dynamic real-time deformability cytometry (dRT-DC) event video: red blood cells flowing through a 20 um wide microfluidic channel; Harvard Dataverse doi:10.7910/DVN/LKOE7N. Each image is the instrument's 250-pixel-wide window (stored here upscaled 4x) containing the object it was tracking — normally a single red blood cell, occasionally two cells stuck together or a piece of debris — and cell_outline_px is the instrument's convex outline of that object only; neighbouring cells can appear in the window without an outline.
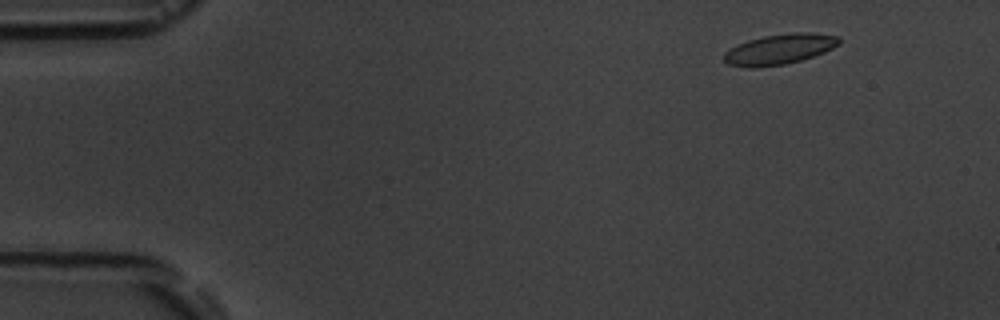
{"species": "common noctule bat (a hibernating species)", "species_latin": "Nyctalus noctula", "temperature_condition": "room temperature", "stored_images_in_passage": 4, "camera_frame_rate_fps": 3000, "um_per_image_px": 0.085, "animal": {"sex": "male", "body_mass_g": 19.5, "forearm_length_mm": 54.6}, "frame": {"image": 1, "passage_image": 1, "time_ms": 0.0, "image_size_px": [1000, 320], "cell_outline_px": [[840, 44], [824, 52], [800, 60], [784, 64], [756, 68], [748, 68], [728, 64], [724, 60], [724, 52], [748, 40], [764, 36], [792, 32], [812, 32], [840, 36]], "centroid_in_image_um": [66.28, 4.18], "position_along_channel_um": 18.7, "area_um2": 20.29}}
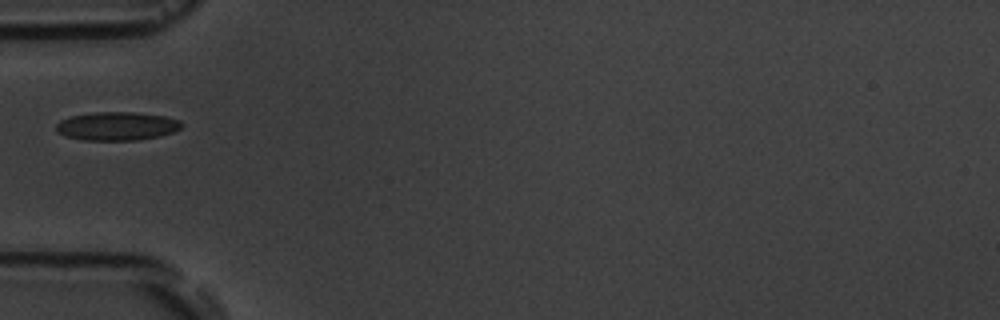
{"frame": {"image": 2, "passage_image": 4, "time_ms": 4.333, "image_size_px": [1000, 320], "cell_outline_px": [[184, 124], [180, 128], [172, 132], [160, 136], [136, 140], [84, 140], [64, 136], [56, 132], [56, 124], [60, 120], [72, 116], [96, 112], [132, 112], [164, 116], [180, 120]], "centroid_in_image_um": [9.92, 10.72], "position_along_channel_um": 75.1, "area_um2": 20.81}}